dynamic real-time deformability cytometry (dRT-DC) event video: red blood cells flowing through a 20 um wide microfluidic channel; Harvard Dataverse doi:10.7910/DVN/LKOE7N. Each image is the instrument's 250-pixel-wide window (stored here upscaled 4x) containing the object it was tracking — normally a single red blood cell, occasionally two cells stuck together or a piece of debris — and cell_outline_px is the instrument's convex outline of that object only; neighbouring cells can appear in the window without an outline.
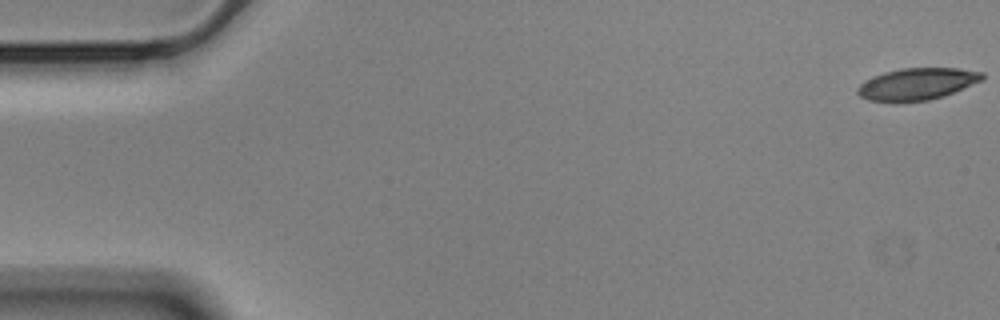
{"species": "Egyptian fruit bat (a non-hibernating species)", "species_latin": "Rousettus aegyptiacus", "temperature_condition": "cold", "stored_images_in_passage": 56, "camera_frame_rate_fps": 3000, "um_per_image_px": 0.085, "animal": {"sex": "male"}, "frame": {"image": 1, "passage_image": 1, "time_ms": 0.0, "image_size_px": [1000, 320], "cell_outline_px": [[984, 80], [944, 96], [928, 100], [896, 104], [868, 100], [860, 96], [856, 92], [856, 88], [864, 80], [872, 76], [884, 72], [900, 68], [960, 68], [984, 72]], "centroid_in_image_um": [77.92, 7.16], "position_along_channel_um": 7.1, "area_um2": 23.87}}
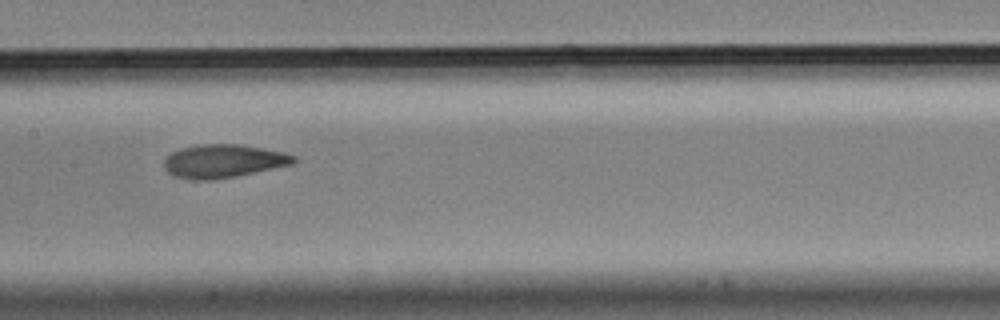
{"frame": {"image": 2, "passage_image": 28, "time_ms": 9.0, "image_size_px": [1000, 320], "cell_outline_px": [[296, 160], [292, 164], [236, 176], [216, 180], [188, 180], [172, 176], [164, 168], [164, 160], [172, 152], [180, 148], [200, 144], [236, 144], [284, 152], [296, 156]], "centroid_in_image_um": [18.93, 13.71], "position_along_channel_um": 188.5, "area_um2": 25.2}}
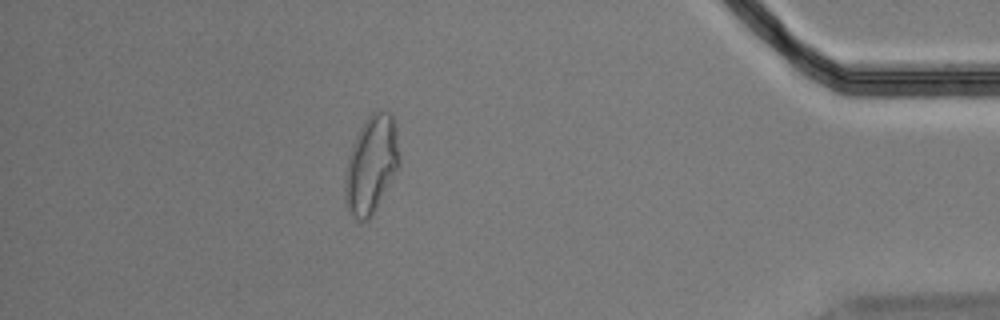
{"frame": {"image": 3, "passage_image": 50, "time_ms": 16.333, "image_size_px": [1000, 320], "cell_outline_px": [[400, 164], [368, 220], [356, 220], [352, 216], [344, 200], [344, 184], [348, 156], [352, 144], [360, 128], [368, 116], [372, 112], [392, 112], [396, 128]], "centroid_in_image_um": [31.54, 13.97], "position_along_channel_um": 403.7, "area_um2": 30.46}, "authors_computed_cell_mechanics": {"area_um2": 24.7384, "velocity_mm_per_s": 3.5532, "shape_relaxation_time_tau1_ms": 5.7524, "shape_relaxation_time_tau2_ms": 2.0189, "deformation_change_tau1": 0.1668, "deformation_change_tau2": 0.0874}}